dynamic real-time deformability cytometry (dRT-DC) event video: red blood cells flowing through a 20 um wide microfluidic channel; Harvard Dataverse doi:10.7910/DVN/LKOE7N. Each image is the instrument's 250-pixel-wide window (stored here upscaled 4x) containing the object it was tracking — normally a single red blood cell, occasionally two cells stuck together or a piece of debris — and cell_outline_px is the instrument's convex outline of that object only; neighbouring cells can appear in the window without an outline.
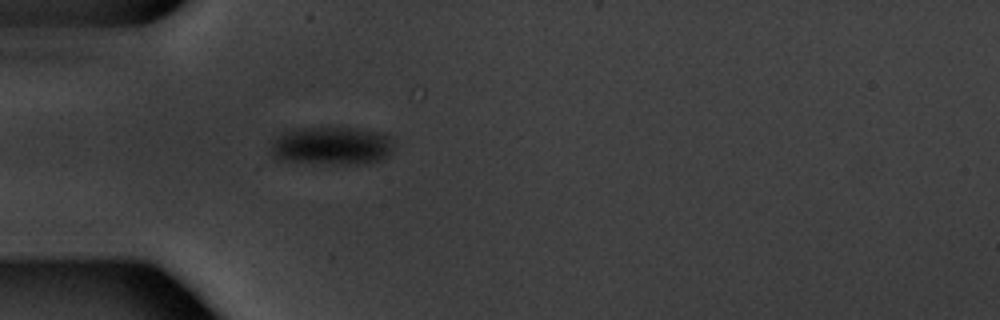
{"species": "common noctule bat (a hibernating species)", "species_latin": "Nyctalus noctula", "temperature_condition": "warm", "stored_images_in_passage": 7, "camera_frame_rate_fps": 3000, "um_per_image_px": 0.085, "animal": {"sex": "male", "body_mass_g": 20.1, "forearm_length_mm": 53.5}, "frame": {"image": 1, "passage_image": 1, "time_ms": 0.0, "image_size_px": [1000, 320], "cell_outline_px": [[392, 148], [388, 156], [380, 160], [356, 164], [312, 164], [280, 160], [272, 156], [272, 144], [284, 132], [300, 128], [356, 128], [384, 132], [392, 136]], "centroid_in_image_um": [28.24, 12.41], "position_along_channel_um": 56.8, "area_um2": 27.51}}